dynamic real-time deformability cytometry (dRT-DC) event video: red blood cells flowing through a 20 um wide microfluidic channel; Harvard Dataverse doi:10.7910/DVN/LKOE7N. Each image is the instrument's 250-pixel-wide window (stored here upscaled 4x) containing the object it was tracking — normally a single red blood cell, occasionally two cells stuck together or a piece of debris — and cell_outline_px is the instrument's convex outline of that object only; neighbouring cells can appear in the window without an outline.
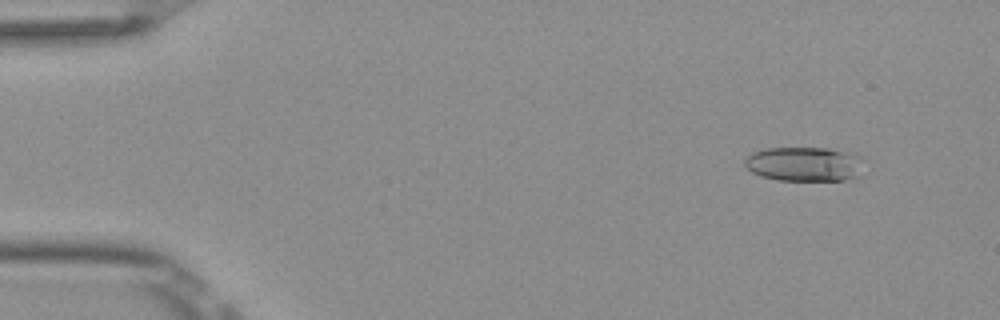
{"species": "Egyptian fruit bat (a non-hibernating species)", "species_latin": "Rousettus aegyptiacus", "temperature_condition": "room temperature", "stored_images_in_passage": 5, "camera_frame_rate_fps": 3000, "um_per_image_px": 0.085, "frame": {"image": 1, "passage_image": 2, "time_ms": 0.333, "image_size_px": [1000, 320], "cell_outline_px": [[860, 176], [844, 180], [776, 180], [760, 176], [752, 172], [744, 164], [744, 160], [752, 152], [764, 148], [828, 148], [856, 152], [860, 156]], "centroid_in_image_um": [68.37, 13.93], "position_along_channel_um": 16.6, "area_um2": 24.1}}
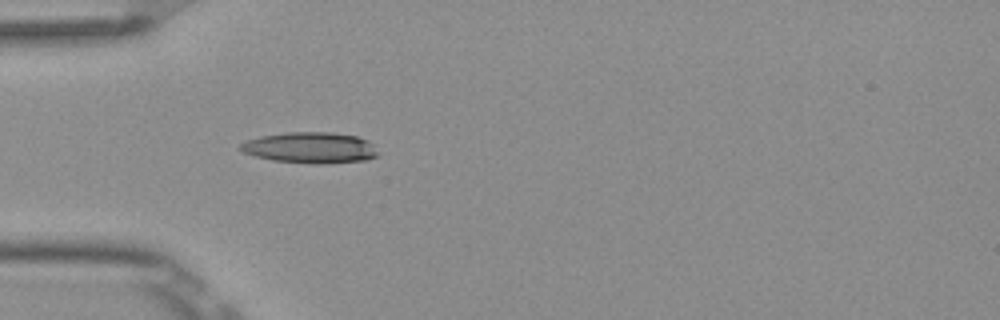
{"frame": {"image": 2, "passage_image": 5, "time_ms": 1.333, "image_size_px": [1000, 320], "cell_outline_px": [[380, 156], [368, 160], [328, 164], [316, 164], [272, 160], [256, 156], [244, 152], [236, 148], [240, 144], [248, 140], [260, 136], [288, 132], [332, 132], [356, 136], [368, 140], [372, 144]], "centroid_in_image_um": [26.41, 12.56], "position_along_channel_um": 58.6, "area_um2": 25.09}}